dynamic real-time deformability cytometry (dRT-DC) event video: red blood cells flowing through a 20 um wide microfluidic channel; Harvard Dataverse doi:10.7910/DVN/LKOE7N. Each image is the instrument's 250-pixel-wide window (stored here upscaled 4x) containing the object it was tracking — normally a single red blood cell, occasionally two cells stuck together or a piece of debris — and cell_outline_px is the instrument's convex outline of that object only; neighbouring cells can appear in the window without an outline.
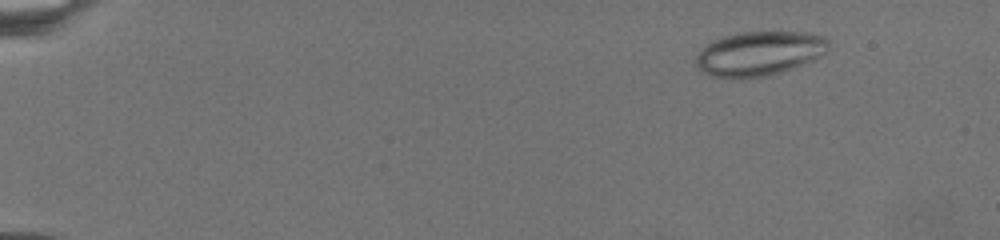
{"species": "common noctule bat (a hibernating species)", "species_latin": "Nyctalus noctula", "temperature_condition": "warm", "stored_images_in_passage": 68, "camera_frame_rate_fps": 3000, "um_per_image_px": 0.085, "animal": {"sex": "female", "body_mass_g": 19.5, "forearm_length_mm": 54.1}, "frame": {"image": 1, "passage_image": 10, "time_ms": 3.0, "image_size_px": [1000, 240], "cell_outline_px": [[828, 48], [824, 52], [812, 60], [780, 72], [768, 76], [740, 80], [708, 76], [700, 72], [696, 64], [696, 56], [708, 44], [724, 36], [740, 32], [804, 32], [824, 36], [828, 40]], "centroid_in_image_um": [64.49, 4.58], "position_along_channel_um": 20.5, "area_um2": 34.33}}
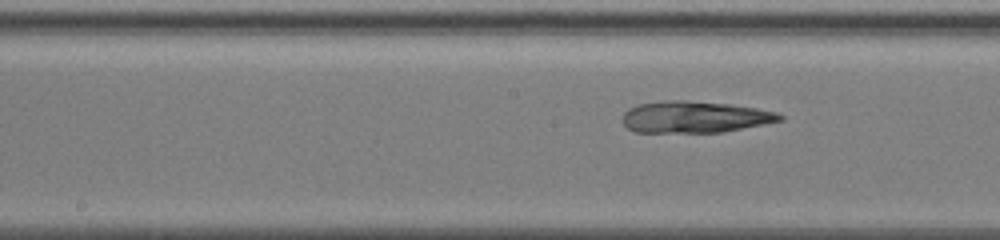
{"frame": {"image": 2, "passage_image": 34, "time_ms": 13.667, "image_size_px": [1000, 240], "cell_outline_px": [[784, 120], [724, 132], [632, 132], [624, 124], [624, 112], [628, 108], [640, 104], [668, 100], [684, 100], [732, 104], [756, 108], [776, 112], [784, 116]], "centroid_in_image_um": [59.08, 9.94], "position_along_channel_um": 189.1, "area_um2": 28.96}}
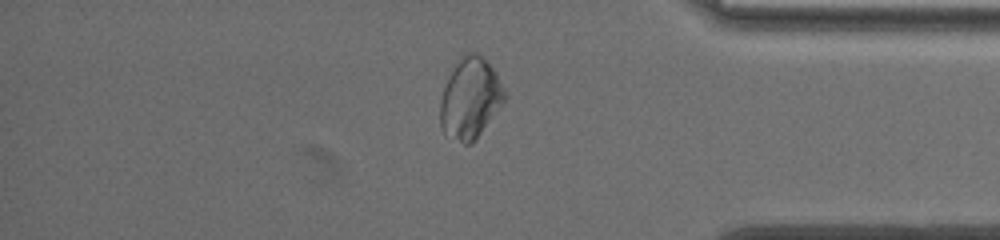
{"frame": {"image": 3, "passage_image": 58, "time_ms": 21.333, "image_size_px": [1000, 240], "cell_outline_px": [[508, 100], [472, 144], [464, 144], [444, 132], [440, 128], [440, 100], [444, 88], [460, 56], [468, 52], [476, 52], [496, 72], [508, 92]], "centroid_in_image_um": [40.03, 8.38], "position_along_channel_um": 395.2, "area_um2": 30.52}}